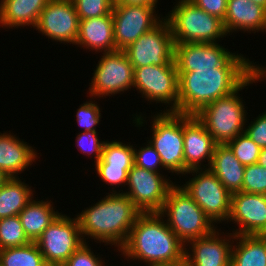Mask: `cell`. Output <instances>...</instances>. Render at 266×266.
Returning a JSON list of instances; mask_svg holds the SVG:
<instances>
[{
    "label": "cell",
    "instance_id": "obj_17",
    "mask_svg": "<svg viewBox=\"0 0 266 266\" xmlns=\"http://www.w3.org/2000/svg\"><path fill=\"white\" fill-rule=\"evenodd\" d=\"M220 230L216 228L211 234L193 239L185 245V258L190 266H231L235 235Z\"/></svg>",
    "mask_w": 266,
    "mask_h": 266
},
{
    "label": "cell",
    "instance_id": "obj_28",
    "mask_svg": "<svg viewBox=\"0 0 266 266\" xmlns=\"http://www.w3.org/2000/svg\"><path fill=\"white\" fill-rule=\"evenodd\" d=\"M0 266H47L35 242L0 250Z\"/></svg>",
    "mask_w": 266,
    "mask_h": 266
},
{
    "label": "cell",
    "instance_id": "obj_34",
    "mask_svg": "<svg viewBox=\"0 0 266 266\" xmlns=\"http://www.w3.org/2000/svg\"><path fill=\"white\" fill-rule=\"evenodd\" d=\"M76 122L83 129V132H97L96 126L100 125L101 121V108L95 100L84 102L76 110Z\"/></svg>",
    "mask_w": 266,
    "mask_h": 266
},
{
    "label": "cell",
    "instance_id": "obj_40",
    "mask_svg": "<svg viewBox=\"0 0 266 266\" xmlns=\"http://www.w3.org/2000/svg\"><path fill=\"white\" fill-rule=\"evenodd\" d=\"M200 9L210 15H214L224 20L227 12L228 0H190Z\"/></svg>",
    "mask_w": 266,
    "mask_h": 266
},
{
    "label": "cell",
    "instance_id": "obj_11",
    "mask_svg": "<svg viewBox=\"0 0 266 266\" xmlns=\"http://www.w3.org/2000/svg\"><path fill=\"white\" fill-rule=\"evenodd\" d=\"M47 265L64 264L85 244L76 217L60 212L59 216L35 241Z\"/></svg>",
    "mask_w": 266,
    "mask_h": 266
},
{
    "label": "cell",
    "instance_id": "obj_14",
    "mask_svg": "<svg viewBox=\"0 0 266 266\" xmlns=\"http://www.w3.org/2000/svg\"><path fill=\"white\" fill-rule=\"evenodd\" d=\"M156 8L141 5H113L116 50L123 51L163 19V15H158Z\"/></svg>",
    "mask_w": 266,
    "mask_h": 266
},
{
    "label": "cell",
    "instance_id": "obj_29",
    "mask_svg": "<svg viewBox=\"0 0 266 266\" xmlns=\"http://www.w3.org/2000/svg\"><path fill=\"white\" fill-rule=\"evenodd\" d=\"M94 166H116L132 168L134 166V146L130 142L106 140L102 150V158Z\"/></svg>",
    "mask_w": 266,
    "mask_h": 266
},
{
    "label": "cell",
    "instance_id": "obj_19",
    "mask_svg": "<svg viewBox=\"0 0 266 266\" xmlns=\"http://www.w3.org/2000/svg\"><path fill=\"white\" fill-rule=\"evenodd\" d=\"M234 53L218 43H175L177 72L221 67Z\"/></svg>",
    "mask_w": 266,
    "mask_h": 266
},
{
    "label": "cell",
    "instance_id": "obj_39",
    "mask_svg": "<svg viewBox=\"0 0 266 266\" xmlns=\"http://www.w3.org/2000/svg\"><path fill=\"white\" fill-rule=\"evenodd\" d=\"M248 126H245V133L261 149L266 148V111L252 119Z\"/></svg>",
    "mask_w": 266,
    "mask_h": 266
},
{
    "label": "cell",
    "instance_id": "obj_27",
    "mask_svg": "<svg viewBox=\"0 0 266 266\" xmlns=\"http://www.w3.org/2000/svg\"><path fill=\"white\" fill-rule=\"evenodd\" d=\"M31 187L19 177L4 182L0 187V219L19 215L34 197Z\"/></svg>",
    "mask_w": 266,
    "mask_h": 266
},
{
    "label": "cell",
    "instance_id": "obj_9",
    "mask_svg": "<svg viewBox=\"0 0 266 266\" xmlns=\"http://www.w3.org/2000/svg\"><path fill=\"white\" fill-rule=\"evenodd\" d=\"M133 88L150 104L166 105L163 112L178 113V72L175 62L134 68Z\"/></svg>",
    "mask_w": 266,
    "mask_h": 266
},
{
    "label": "cell",
    "instance_id": "obj_4",
    "mask_svg": "<svg viewBox=\"0 0 266 266\" xmlns=\"http://www.w3.org/2000/svg\"><path fill=\"white\" fill-rule=\"evenodd\" d=\"M256 82L259 80L252 74L233 93L213 101L195 114L216 144H227L245 132L246 122L249 123L247 120L250 119H247V106L239 92Z\"/></svg>",
    "mask_w": 266,
    "mask_h": 266
},
{
    "label": "cell",
    "instance_id": "obj_22",
    "mask_svg": "<svg viewBox=\"0 0 266 266\" xmlns=\"http://www.w3.org/2000/svg\"><path fill=\"white\" fill-rule=\"evenodd\" d=\"M75 45L97 53L116 51L112 12L98 18L79 20Z\"/></svg>",
    "mask_w": 266,
    "mask_h": 266
},
{
    "label": "cell",
    "instance_id": "obj_33",
    "mask_svg": "<svg viewBox=\"0 0 266 266\" xmlns=\"http://www.w3.org/2000/svg\"><path fill=\"white\" fill-rule=\"evenodd\" d=\"M242 192L266 195V168L258 163L247 165L244 170Z\"/></svg>",
    "mask_w": 266,
    "mask_h": 266
},
{
    "label": "cell",
    "instance_id": "obj_1",
    "mask_svg": "<svg viewBox=\"0 0 266 266\" xmlns=\"http://www.w3.org/2000/svg\"><path fill=\"white\" fill-rule=\"evenodd\" d=\"M253 74V61L234 54L217 68L178 72V113L195 115L204 106L230 95Z\"/></svg>",
    "mask_w": 266,
    "mask_h": 266
},
{
    "label": "cell",
    "instance_id": "obj_18",
    "mask_svg": "<svg viewBox=\"0 0 266 266\" xmlns=\"http://www.w3.org/2000/svg\"><path fill=\"white\" fill-rule=\"evenodd\" d=\"M183 138L184 174L192 169H208L216 143L195 115L183 114Z\"/></svg>",
    "mask_w": 266,
    "mask_h": 266
},
{
    "label": "cell",
    "instance_id": "obj_35",
    "mask_svg": "<svg viewBox=\"0 0 266 266\" xmlns=\"http://www.w3.org/2000/svg\"><path fill=\"white\" fill-rule=\"evenodd\" d=\"M99 132H79L76 136L75 144L77 145L76 148L78 147V151H81L84 155H87L90 157L92 154V157L94 155L95 161L94 163L98 162L102 158V150L105 141H101L98 136Z\"/></svg>",
    "mask_w": 266,
    "mask_h": 266
},
{
    "label": "cell",
    "instance_id": "obj_44",
    "mask_svg": "<svg viewBox=\"0 0 266 266\" xmlns=\"http://www.w3.org/2000/svg\"><path fill=\"white\" fill-rule=\"evenodd\" d=\"M257 163L266 168V148H262L260 150V155Z\"/></svg>",
    "mask_w": 266,
    "mask_h": 266
},
{
    "label": "cell",
    "instance_id": "obj_26",
    "mask_svg": "<svg viewBox=\"0 0 266 266\" xmlns=\"http://www.w3.org/2000/svg\"><path fill=\"white\" fill-rule=\"evenodd\" d=\"M234 240L231 266H266V235H235Z\"/></svg>",
    "mask_w": 266,
    "mask_h": 266
},
{
    "label": "cell",
    "instance_id": "obj_12",
    "mask_svg": "<svg viewBox=\"0 0 266 266\" xmlns=\"http://www.w3.org/2000/svg\"><path fill=\"white\" fill-rule=\"evenodd\" d=\"M167 175L134 165L128 172L127 191H122L141 213H159L175 185Z\"/></svg>",
    "mask_w": 266,
    "mask_h": 266
},
{
    "label": "cell",
    "instance_id": "obj_31",
    "mask_svg": "<svg viewBox=\"0 0 266 266\" xmlns=\"http://www.w3.org/2000/svg\"><path fill=\"white\" fill-rule=\"evenodd\" d=\"M227 145L242 165L247 166L258 162L261 148L245 132L229 141Z\"/></svg>",
    "mask_w": 266,
    "mask_h": 266
},
{
    "label": "cell",
    "instance_id": "obj_13",
    "mask_svg": "<svg viewBox=\"0 0 266 266\" xmlns=\"http://www.w3.org/2000/svg\"><path fill=\"white\" fill-rule=\"evenodd\" d=\"M123 51L133 68L175 62V42L167 20L163 18Z\"/></svg>",
    "mask_w": 266,
    "mask_h": 266
},
{
    "label": "cell",
    "instance_id": "obj_10",
    "mask_svg": "<svg viewBox=\"0 0 266 266\" xmlns=\"http://www.w3.org/2000/svg\"><path fill=\"white\" fill-rule=\"evenodd\" d=\"M98 64L94 69L91 83H89V96L91 99L107 98L123 94L129 89L133 90L134 68L122 50L101 53ZM123 92V93H122Z\"/></svg>",
    "mask_w": 266,
    "mask_h": 266
},
{
    "label": "cell",
    "instance_id": "obj_7",
    "mask_svg": "<svg viewBox=\"0 0 266 266\" xmlns=\"http://www.w3.org/2000/svg\"><path fill=\"white\" fill-rule=\"evenodd\" d=\"M161 112L151 115L149 144L157 151L161 163L169 173L184 174L183 114Z\"/></svg>",
    "mask_w": 266,
    "mask_h": 266
},
{
    "label": "cell",
    "instance_id": "obj_38",
    "mask_svg": "<svg viewBox=\"0 0 266 266\" xmlns=\"http://www.w3.org/2000/svg\"><path fill=\"white\" fill-rule=\"evenodd\" d=\"M100 254H94L88 243L82 245L74 254L64 263L66 266H108L105 265V259Z\"/></svg>",
    "mask_w": 266,
    "mask_h": 266
},
{
    "label": "cell",
    "instance_id": "obj_37",
    "mask_svg": "<svg viewBox=\"0 0 266 266\" xmlns=\"http://www.w3.org/2000/svg\"><path fill=\"white\" fill-rule=\"evenodd\" d=\"M141 146L139 149L134 147V165L144 168L146 170L159 172L165 169L161 163V159L157 151L149 144Z\"/></svg>",
    "mask_w": 266,
    "mask_h": 266
},
{
    "label": "cell",
    "instance_id": "obj_6",
    "mask_svg": "<svg viewBox=\"0 0 266 266\" xmlns=\"http://www.w3.org/2000/svg\"><path fill=\"white\" fill-rule=\"evenodd\" d=\"M159 214L185 245L211 234L218 227L179 184L170 189Z\"/></svg>",
    "mask_w": 266,
    "mask_h": 266
},
{
    "label": "cell",
    "instance_id": "obj_41",
    "mask_svg": "<svg viewBox=\"0 0 266 266\" xmlns=\"http://www.w3.org/2000/svg\"><path fill=\"white\" fill-rule=\"evenodd\" d=\"M158 0H114L113 5H141L148 7H157Z\"/></svg>",
    "mask_w": 266,
    "mask_h": 266
},
{
    "label": "cell",
    "instance_id": "obj_5",
    "mask_svg": "<svg viewBox=\"0 0 266 266\" xmlns=\"http://www.w3.org/2000/svg\"><path fill=\"white\" fill-rule=\"evenodd\" d=\"M163 16L175 43H218L228 36L223 20L200 9L190 0H177Z\"/></svg>",
    "mask_w": 266,
    "mask_h": 266
},
{
    "label": "cell",
    "instance_id": "obj_42",
    "mask_svg": "<svg viewBox=\"0 0 266 266\" xmlns=\"http://www.w3.org/2000/svg\"><path fill=\"white\" fill-rule=\"evenodd\" d=\"M261 64H256L253 61V74L256 76V78L260 81L266 80V66H260Z\"/></svg>",
    "mask_w": 266,
    "mask_h": 266
},
{
    "label": "cell",
    "instance_id": "obj_3",
    "mask_svg": "<svg viewBox=\"0 0 266 266\" xmlns=\"http://www.w3.org/2000/svg\"><path fill=\"white\" fill-rule=\"evenodd\" d=\"M106 194L75 216L85 243H89L86 239H94L96 243L114 245L119 251L141 212L124 193Z\"/></svg>",
    "mask_w": 266,
    "mask_h": 266
},
{
    "label": "cell",
    "instance_id": "obj_36",
    "mask_svg": "<svg viewBox=\"0 0 266 266\" xmlns=\"http://www.w3.org/2000/svg\"><path fill=\"white\" fill-rule=\"evenodd\" d=\"M96 174L98 175L99 179L107 184L110 185L111 188L113 186V190L111 189L110 193H119V191L115 189L119 188V186L126 187L128 180V172L131 168H122L116 166H95ZM115 189V190H114Z\"/></svg>",
    "mask_w": 266,
    "mask_h": 266
},
{
    "label": "cell",
    "instance_id": "obj_46",
    "mask_svg": "<svg viewBox=\"0 0 266 266\" xmlns=\"http://www.w3.org/2000/svg\"><path fill=\"white\" fill-rule=\"evenodd\" d=\"M8 179V177L0 170V187L4 184V182Z\"/></svg>",
    "mask_w": 266,
    "mask_h": 266
},
{
    "label": "cell",
    "instance_id": "obj_8",
    "mask_svg": "<svg viewBox=\"0 0 266 266\" xmlns=\"http://www.w3.org/2000/svg\"><path fill=\"white\" fill-rule=\"evenodd\" d=\"M193 176L181 188L202 208L214 224L227 223L231 212V193L209 169L188 170Z\"/></svg>",
    "mask_w": 266,
    "mask_h": 266
},
{
    "label": "cell",
    "instance_id": "obj_47",
    "mask_svg": "<svg viewBox=\"0 0 266 266\" xmlns=\"http://www.w3.org/2000/svg\"><path fill=\"white\" fill-rule=\"evenodd\" d=\"M47 266H66L65 264H50V265H47Z\"/></svg>",
    "mask_w": 266,
    "mask_h": 266
},
{
    "label": "cell",
    "instance_id": "obj_21",
    "mask_svg": "<svg viewBox=\"0 0 266 266\" xmlns=\"http://www.w3.org/2000/svg\"><path fill=\"white\" fill-rule=\"evenodd\" d=\"M223 24L228 36L237 31L266 32V9L249 0H228Z\"/></svg>",
    "mask_w": 266,
    "mask_h": 266
},
{
    "label": "cell",
    "instance_id": "obj_32",
    "mask_svg": "<svg viewBox=\"0 0 266 266\" xmlns=\"http://www.w3.org/2000/svg\"><path fill=\"white\" fill-rule=\"evenodd\" d=\"M79 20L98 18L112 12L114 0H72Z\"/></svg>",
    "mask_w": 266,
    "mask_h": 266
},
{
    "label": "cell",
    "instance_id": "obj_16",
    "mask_svg": "<svg viewBox=\"0 0 266 266\" xmlns=\"http://www.w3.org/2000/svg\"><path fill=\"white\" fill-rule=\"evenodd\" d=\"M228 222L237 224L234 235H266V195L235 192L231 195Z\"/></svg>",
    "mask_w": 266,
    "mask_h": 266
},
{
    "label": "cell",
    "instance_id": "obj_24",
    "mask_svg": "<svg viewBox=\"0 0 266 266\" xmlns=\"http://www.w3.org/2000/svg\"><path fill=\"white\" fill-rule=\"evenodd\" d=\"M50 0H0V27L35 28L41 12Z\"/></svg>",
    "mask_w": 266,
    "mask_h": 266
},
{
    "label": "cell",
    "instance_id": "obj_25",
    "mask_svg": "<svg viewBox=\"0 0 266 266\" xmlns=\"http://www.w3.org/2000/svg\"><path fill=\"white\" fill-rule=\"evenodd\" d=\"M33 199L19 213L26 236L35 242L43 231L59 216L58 210L50 200Z\"/></svg>",
    "mask_w": 266,
    "mask_h": 266
},
{
    "label": "cell",
    "instance_id": "obj_23",
    "mask_svg": "<svg viewBox=\"0 0 266 266\" xmlns=\"http://www.w3.org/2000/svg\"><path fill=\"white\" fill-rule=\"evenodd\" d=\"M245 167L227 144H216L208 169L232 194L242 191Z\"/></svg>",
    "mask_w": 266,
    "mask_h": 266
},
{
    "label": "cell",
    "instance_id": "obj_15",
    "mask_svg": "<svg viewBox=\"0 0 266 266\" xmlns=\"http://www.w3.org/2000/svg\"><path fill=\"white\" fill-rule=\"evenodd\" d=\"M79 18L72 0H50L34 30L52 41L75 45Z\"/></svg>",
    "mask_w": 266,
    "mask_h": 266
},
{
    "label": "cell",
    "instance_id": "obj_2",
    "mask_svg": "<svg viewBox=\"0 0 266 266\" xmlns=\"http://www.w3.org/2000/svg\"><path fill=\"white\" fill-rule=\"evenodd\" d=\"M117 252L127 261L138 260L146 266H154L183 259L185 244L159 213H141Z\"/></svg>",
    "mask_w": 266,
    "mask_h": 266
},
{
    "label": "cell",
    "instance_id": "obj_43",
    "mask_svg": "<svg viewBox=\"0 0 266 266\" xmlns=\"http://www.w3.org/2000/svg\"><path fill=\"white\" fill-rule=\"evenodd\" d=\"M154 266H190L188 260L184 257L183 259L172 262V263H165V264H158Z\"/></svg>",
    "mask_w": 266,
    "mask_h": 266
},
{
    "label": "cell",
    "instance_id": "obj_30",
    "mask_svg": "<svg viewBox=\"0 0 266 266\" xmlns=\"http://www.w3.org/2000/svg\"><path fill=\"white\" fill-rule=\"evenodd\" d=\"M30 242L18 215L0 219V250L25 246Z\"/></svg>",
    "mask_w": 266,
    "mask_h": 266
},
{
    "label": "cell",
    "instance_id": "obj_20",
    "mask_svg": "<svg viewBox=\"0 0 266 266\" xmlns=\"http://www.w3.org/2000/svg\"><path fill=\"white\" fill-rule=\"evenodd\" d=\"M8 132H0V170L8 178L19 177L40 157L29 143L16 137L11 131Z\"/></svg>",
    "mask_w": 266,
    "mask_h": 266
},
{
    "label": "cell",
    "instance_id": "obj_45",
    "mask_svg": "<svg viewBox=\"0 0 266 266\" xmlns=\"http://www.w3.org/2000/svg\"><path fill=\"white\" fill-rule=\"evenodd\" d=\"M249 1L256 3V4H258L261 7H264L266 9V0H249Z\"/></svg>",
    "mask_w": 266,
    "mask_h": 266
}]
</instances>
